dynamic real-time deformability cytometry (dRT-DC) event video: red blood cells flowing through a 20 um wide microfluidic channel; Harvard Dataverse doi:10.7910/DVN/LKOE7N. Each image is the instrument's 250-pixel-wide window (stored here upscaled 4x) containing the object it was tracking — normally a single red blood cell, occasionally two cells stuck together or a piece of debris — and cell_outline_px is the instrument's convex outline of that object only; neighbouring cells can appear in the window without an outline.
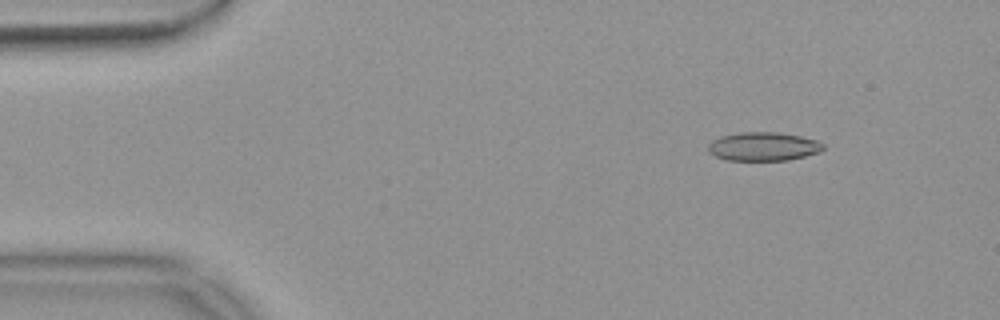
{"species": "common noctule bat (a hibernating species)", "species_latin": "Nyctalus noctula", "temperature_condition": "warm", "stored_images_in_passage": 54, "camera_frame_rate_fps": 3000, "um_per_image_px": 0.085, "animal": {"sex": "female", "body_mass_g": 18.4}, "frame": {"image": 1, "passage_image": 7, "time_ms": 2.0, "image_size_px": [1000, 320], "cell_outline_px": [[824, 148], [820, 152], [788, 160], [728, 160], [716, 156], [708, 152], [708, 144], [712, 140], [720, 136], [740, 132], [776, 132], [800, 136], [816, 140], [824, 144]], "centroid_in_image_um": [64.87, 12.45], "position_along_channel_um": 20.1, "area_um2": 19.19}}
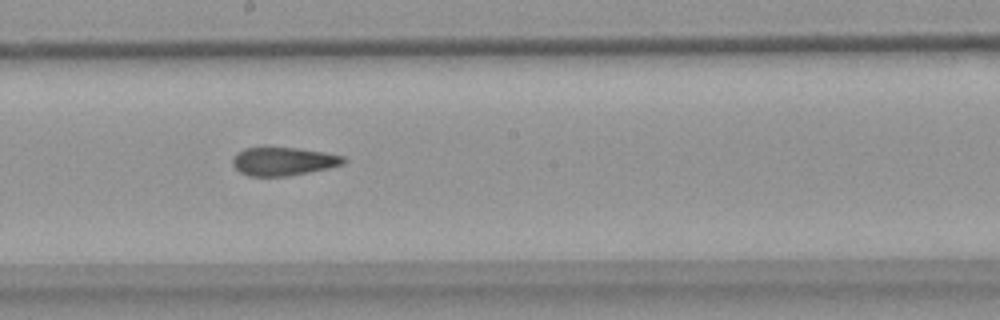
{"frame": {"image": 2, "passage_image": 30, "time_ms": 9.667, "image_size_px": [1000, 320], "cell_outline_px": [[348, 160], [344, 164], [328, 168], [288, 176], [248, 176], [240, 172], [232, 164], [232, 160], [236, 152], [244, 148], [264, 144], [296, 148], [324, 152], [344, 156]], "centroid_in_image_um": [24.04, 13.67], "position_along_channel_um": 224.2, "area_um2": 19.02}}
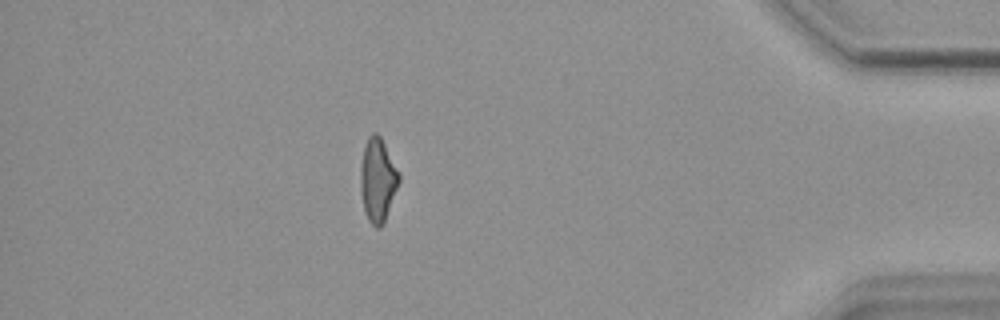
{"frame": {"image": 3, "passage_image": 48, "time_ms": 15.667, "image_size_px": [1000, 320], "cell_outline_px": [[400, 180], [384, 224], [380, 228], [376, 228], [368, 220], [364, 208], [360, 188], [360, 168], [364, 148], [368, 136], [372, 132], [376, 132], [380, 136], [400, 172]], "centroid_in_image_um": [32.11, 15.3], "position_along_channel_um": 403.1, "area_um2": 18.84}, "authors_computed_cell_mechanics": {"area_um2": 19.0162, "velocity_mm_per_s": 3.7357, "shape_relaxation_time_tau1_ms": null, "shape_relaxation_time_tau2_ms": 3.031, "deformation_change_tau1": null, "deformation_change_tau2": 0.1192}}